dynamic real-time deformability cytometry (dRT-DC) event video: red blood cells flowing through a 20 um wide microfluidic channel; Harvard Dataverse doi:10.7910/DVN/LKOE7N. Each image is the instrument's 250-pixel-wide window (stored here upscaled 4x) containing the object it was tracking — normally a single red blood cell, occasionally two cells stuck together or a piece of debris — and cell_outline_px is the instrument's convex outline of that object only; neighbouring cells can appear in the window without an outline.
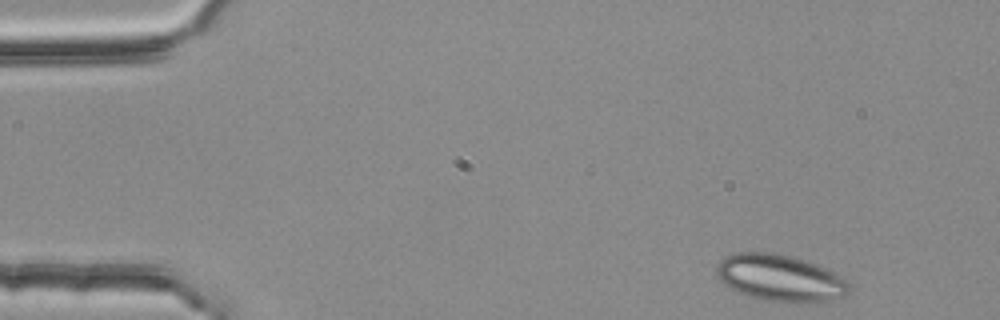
{"species": "common noctule bat (a hibernating species)", "species_latin": "Nyctalus noctula", "temperature_condition": "room temperature", "stored_images_in_passage": 3, "camera_frame_rate_fps": 3000, "um_per_image_px": 0.085, "animal": {"sex": "female", "body_mass_g": 25.1}, "frame": {"image": 1, "passage_image": 1, "time_ms": 0.0, "image_size_px": [1000, 320], "cell_outline_px": [[848, 292], [844, 296], [816, 304], [808, 304], [764, 300], [748, 296], [724, 284], [716, 276], [716, 268], [720, 260], [724, 256], [732, 252], [772, 252], [792, 256], [816, 264], [848, 280]], "centroid_in_image_um": [66.3, 23.63], "position_along_channel_um": 18.7, "area_um2": 36.41}}